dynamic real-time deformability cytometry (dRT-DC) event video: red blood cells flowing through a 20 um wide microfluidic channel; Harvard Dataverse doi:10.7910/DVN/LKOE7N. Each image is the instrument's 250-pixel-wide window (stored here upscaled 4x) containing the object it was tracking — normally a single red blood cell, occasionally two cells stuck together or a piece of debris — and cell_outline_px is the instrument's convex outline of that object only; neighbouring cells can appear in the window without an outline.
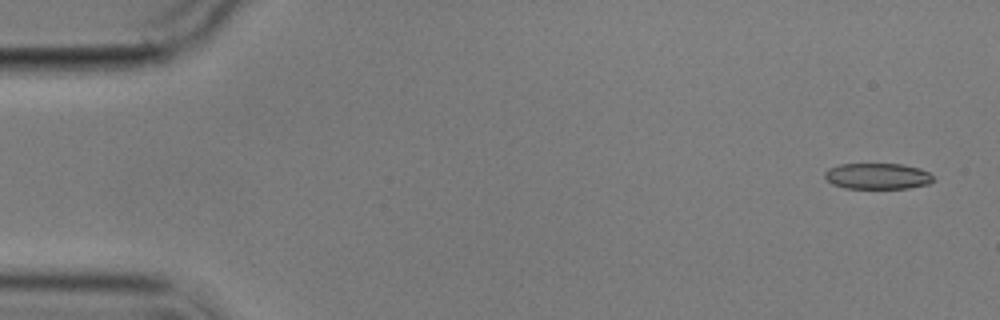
{"species": "common noctule bat (a hibernating species)", "species_latin": "Nyctalus noctula", "temperature_condition": "cold", "stored_images_in_passage": 5, "camera_frame_rate_fps": 3000, "um_per_image_px": 0.085, "animal": {"sex": "male", "body_mass_g": 17.9}, "frame": {"image": 1, "passage_image": 1, "time_ms": 0.0, "image_size_px": [1000, 320], "cell_outline_px": [[936, 180], [928, 184], [908, 188], [844, 188], [832, 184], [824, 176], [824, 172], [828, 168], [840, 164], [900, 164], [920, 168], [928, 172]], "centroid_in_image_um": [74.58, 14.97], "position_along_channel_um": 10.4, "area_um2": 16.47}}
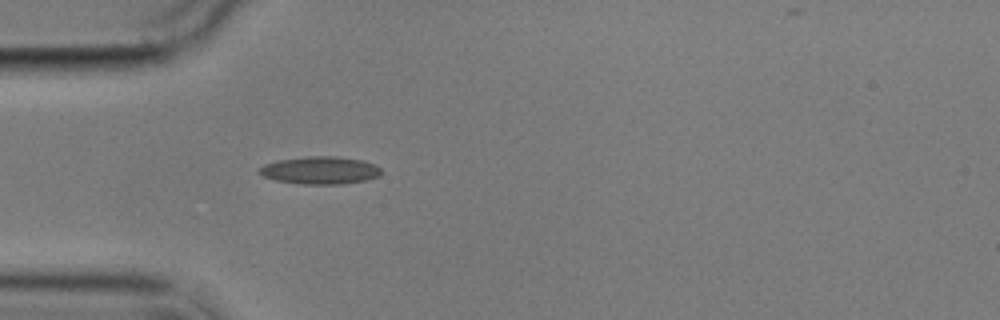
{"frame": {"image": 2, "passage_image": 5, "time_ms": 4.667, "image_size_px": [1000, 320], "cell_outline_px": [[380, 176], [364, 180], [340, 184], [300, 184], [276, 180], [264, 176], [256, 172], [264, 164], [280, 160], [308, 156], [336, 156], [364, 160], [376, 164], [380, 168]], "centroid_in_image_um": [27.22, 14.47], "position_along_channel_um": 57.8, "area_um2": 19.59}}